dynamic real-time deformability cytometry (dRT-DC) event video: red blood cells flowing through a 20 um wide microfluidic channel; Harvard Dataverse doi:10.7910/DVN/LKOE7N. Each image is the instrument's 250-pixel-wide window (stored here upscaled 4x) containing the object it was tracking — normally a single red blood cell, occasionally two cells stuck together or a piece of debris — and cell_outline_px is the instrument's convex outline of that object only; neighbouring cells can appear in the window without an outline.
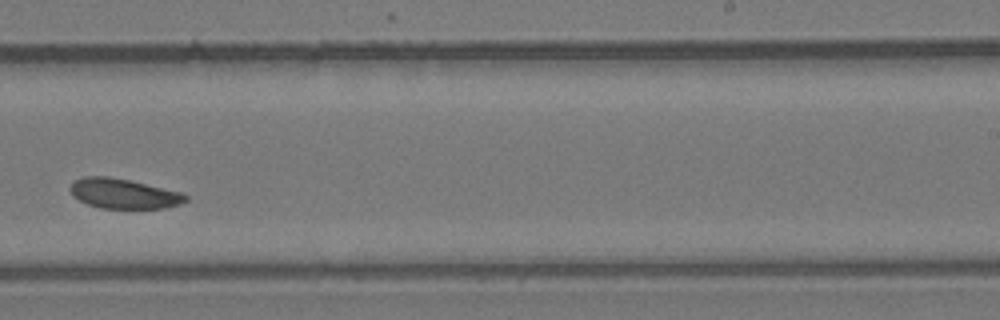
{"species": "common noctule bat (a hibernating species)", "species_latin": "Nyctalus noctula", "temperature_condition": "room temperature", "stored_images_in_passage": 23, "camera_frame_rate_fps": 3000, "um_per_image_px": 0.085, "animal": {"sex": "female", "body_mass_g": 24.6, "forearm_length_mm": 56.2}, "frame": {"image": 1, "passage_image": 14, "time_ms": 4.333, "image_size_px": [1000, 320], "cell_outline_px": [[188, 200], [180, 204], [164, 208], [100, 208], [88, 204], [72, 196], [68, 188], [76, 180], [84, 176], [108, 176], [128, 180], [184, 192], [188, 196]], "centroid_in_image_um": [10.53, 16.46], "position_along_channel_um": 278.5, "area_um2": 20.17}}